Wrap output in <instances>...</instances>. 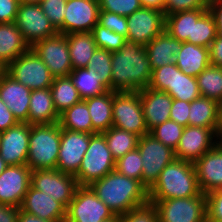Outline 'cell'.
<instances>
[{
	"mask_svg": "<svg viewBox=\"0 0 222 222\" xmlns=\"http://www.w3.org/2000/svg\"><path fill=\"white\" fill-rule=\"evenodd\" d=\"M111 70L114 92L147 88L153 71L145 46L127 39L118 51L112 52Z\"/></svg>",
	"mask_w": 222,
	"mask_h": 222,
	"instance_id": "1",
	"label": "cell"
},
{
	"mask_svg": "<svg viewBox=\"0 0 222 222\" xmlns=\"http://www.w3.org/2000/svg\"><path fill=\"white\" fill-rule=\"evenodd\" d=\"M89 187L118 216L149 203V192L142 182L126 177L116 170Z\"/></svg>",
	"mask_w": 222,
	"mask_h": 222,
	"instance_id": "2",
	"label": "cell"
},
{
	"mask_svg": "<svg viewBox=\"0 0 222 222\" xmlns=\"http://www.w3.org/2000/svg\"><path fill=\"white\" fill-rule=\"evenodd\" d=\"M148 192L149 200L197 196L201 191L194 163L175 158L162 170Z\"/></svg>",
	"mask_w": 222,
	"mask_h": 222,
	"instance_id": "3",
	"label": "cell"
},
{
	"mask_svg": "<svg viewBox=\"0 0 222 222\" xmlns=\"http://www.w3.org/2000/svg\"><path fill=\"white\" fill-rule=\"evenodd\" d=\"M61 126L30 125L29 151L26 164L33 170L56 169L60 149Z\"/></svg>",
	"mask_w": 222,
	"mask_h": 222,
	"instance_id": "4",
	"label": "cell"
},
{
	"mask_svg": "<svg viewBox=\"0 0 222 222\" xmlns=\"http://www.w3.org/2000/svg\"><path fill=\"white\" fill-rule=\"evenodd\" d=\"M115 159L102 133L90 134L89 147L84 154L80 168L74 175L79 186H90L115 170Z\"/></svg>",
	"mask_w": 222,
	"mask_h": 222,
	"instance_id": "5",
	"label": "cell"
},
{
	"mask_svg": "<svg viewBox=\"0 0 222 222\" xmlns=\"http://www.w3.org/2000/svg\"><path fill=\"white\" fill-rule=\"evenodd\" d=\"M148 87L181 101L192 102L201 97L196 77L184 74L175 63L153 69Z\"/></svg>",
	"mask_w": 222,
	"mask_h": 222,
	"instance_id": "6",
	"label": "cell"
},
{
	"mask_svg": "<svg viewBox=\"0 0 222 222\" xmlns=\"http://www.w3.org/2000/svg\"><path fill=\"white\" fill-rule=\"evenodd\" d=\"M157 208L159 222H207L206 194L189 198L149 200Z\"/></svg>",
	"mask_w": 222,
	"mask_h": 222,
	"instance_id": "7",
	"label": "cell"
},
{
	"mask_svg": "<svg viewBox=\"0 0 222 222\" xmlns=\"http://www.w3.org/2000/svg\"><path fill=\"white\" fill-rule=\"evenodd\" d=\"M113 127L135 133H149L140 101V91H113Z\"/></svg>",
	"mask_w": 222,
	"mask_h": 222,
	"instance_id": "8",
	"label": "cell"
},
{
	"mask_svg": "<svg viewBox=\"0 0 222 222\" xmlns=\"http://www.w3.org/2000/svg\"><path fill=\"white\" fill-rule=\"evenodd\" d=\"M137 149L142 158V184L149 190L162 170L176 157L171 148L162 144L150 133L139 137Z\"/></svg>",
	"mask_w": 222,
	"mask_h": 222,
	"instance_id": "9",
	"label": "cell"
},
{
	"mask_svg": "<svg viewBox=\"0 0 222 222\" xmlns=\"http://www.w3.org/2000/svg\"><path fill=\"white\" fill-rule=\"evenodd\" d=\"M6 73L31 91L50 88L54 79L32 48L13 60L7 66Z\"/></svg>",
	"mask_w": 222,
	"mask_h": 222,
	"instance_id": "10",
	"label": "cell"
},
{
	"mask_svg": "<svg viewBox=\"0 0 222 222\" xmlns=\"http://www.w3.org/2000/svg\"><path fill=\"white\" fill-rule=\"evenodd\" d=\"M15 24L30 47L58 34V30L43 13L39 2L20 1Z\"/></svg>",
	"mask_w": 222,
	"mask_h": 222,
	"instance_id": "11",
	"label": "cell"
},
{
	"mask_svg": "<svg viewBox=\"0 0 222 222\" xmlns=\"http://www.w3.org/2000/svg\"><path fill=\"white\" fill-rule=\"evenodd\" d=\"M114 216L89 186H79L66 209L65 222H103Z\"/></svg>",
	"mask_w": 222,
	"mask_h": 222,
	"instance_id": "12",
	"label": "cell"
},
{
	"mask_svg": "<svg viewBox=\"0 0 222 222\" xmlns=\"http://www.w3.org/2000/svg\"><path fill=\"white\" fill-rule=\"evenodd\" d=\"M30 185L60 202L66 209L79 187L74 175L57 169L33 170Z\"/></svg>",
	"mask_w": 222,
	"mask_h": 222,
	"instance_id": "13",
	"label": "cell"
},
{
	"mask_svg": "<svg viewBox=\"0 0 222 222\" xmlns=\"http://www.w3.org/2000/svg\"><path fill=\"white\" fill-rule=\"evenodd\" d=\"M48 67L51 75L56 77L69 76L73 70L65 34L40 40L31 47Z\"/></svg>",
	"mask_w": 222,
	"mask_h": 222,
	"instance_id": "14",
	"label": "cell"
},
{
	"mask_svg": "<svg viewBox=\"0 0 222 222\" xmlns=\"http://www.w3.org/2000/svg\"><path fill=\"white\" fill-rule=\"evenodd\" d=\"M127 40L146 46L165 30L163 11L141 7L127 16Z\"/></svg>",
	"mask_w": 222,
	"mask_h": 222,
	"instance_id": "15",
	"label": "cell"
},
{
	"mask_svg": "<svg viewBox=\"0 0 222 222\" xmlns=\"http://www.w3.org/2000/svg\"><path fill=\"white\" fill-rule=\"evenodd\" d=\"M90 134L61 128L60 149L56 169L75 175L89 147Z\"/></svg>",
	"mask_w": 222,
	"mask_h": 222,
	"instance_id": "16",
	"label": "cell"
},
{
	"mask_svg": "<svg viewBox=\"0 0 222 222\" xmlns=\"http://www.w3.org/2000/svg\"><path fill=\"white\" fill-rule=\"evenodd\" d=\"M100 6L93 0H67L60 34L91 32L98 23Z\"/></svg>",
	"mask_w": 222,
	"mask_h": 222,
	"instance_id": "17",
	"label": "cell"
},
{
	"mask_svg": "<svg viewBox=\"0 0 222 222\" xmlns=\"http://www.w3.org/2000/svg\"><path fill=\"white\" fill-rule=\"evenodd\" d=\"M216 145V133L211 128L186 126L176 147L175 157L195 163Z\"/></svg>",
	"mask_w": 222,
	"mask_h": 222,
	"instance_id": "18",
	"label": "cell"
},
{
	"mask_svg": "<svg viewBox=\"0 0 222 222\" xmlns=\"http://www.w3.org/2000/svg\"><path fill=\"white\" fill-rule=\"evenodd\" d=\"M30 167L8 165L0 174V204L20 207L31 183Z\"/></svg>",
	"mask_w": 222,
	"mask_h": 222,
	"instance_id": "19",
	"label": "cell"
},
{
	"mask_svg": "<svg viewBox=\"0 0 222 222\" xmlns=\"http://www.w3.org/2000/svg\"><path fill=\"white\" fill-rule=\"evenodd\" d=\"M30 124L18 122L1 132L0 156L7 165H26L29 151Z\"/></svg>",
	"mask_w": 222,
	"mask_h": 222,
	"instance_id": "20",
	"label": "cell"
},
{
	"mask_svg": "<svg viewBox=\"0 0 222 222\" xmlns=\"http://www.w3.org/2000/svg\"><path fill=\"white\" fill-rule=\"evenodd\" d=\"M20 210L51 222H65L66 220V208L31 185L24 195Z\"/></svg>",
	"mask_w": 222,
	"mask_h": 222,
	"instance_id": "21",
	"label": "cell"
},
{
	"mask_svg": "<svg viewBox=\"0 0 222 222\" xmlns=\"http://www.w3.org/2000/svg\"><path fill=\"white\" fill-rule=\"evenodd\" d=\"M140 101L149 132L155 126L170 120L173 98L165 91L144 88L140 90Z\"/></svg>",
	"mask_w": 222,
	"mask_h": 222,
	"instance_id": "22",
	"label": "cell"
},
{
	"mask_svg": "<svg viewBox=\"0 0 222 222\" xmlns=\"http://www.w3.org/2000/svg\"><path fill=\"white\" fill-rule=\"evenodd\" d=\"M200 191L207 194L222 188V150L214 146L194 163Z\"/></svg>",
	"mask_w": 222,
	"mask_h": 222,
	"instance_id": "23",
	"label": "cell"
},
{
	"mask_svg": "<svg viewBox=\"0 0 222 222\" xmlns=\"http://www.w3.org/2000/svg\"><path fill=\"white\" fill-rule=\"evenodd\" d=\"M31 90L7 73L0 81V98L18 122L28 123Z\"/></svg>",
	"mask_w": 222,
	"mask_h": 222,
	"instance_id": "24",
	"label": "cell"
},
{
	"mask_svg": "<svg viewBox=\"0 0 222 222\" xmlns=\"http://www.w3.org/2000/svg\"><path fill=\"white\" fill-rule=\"evenodd\" d=\"M181 46L182 42L172 37L166 30L151 40L145 48L152 70L174 63Z\"/></svg>",
	"mask_w": 222,
	"mask_h": 222,
	"instance_id": "25",
	"label": "cell"
},
{
	"mask_svg": "<svg viewBox=\"0 0 222 222\" xmlns=\"http://www.w3.org/2000/svg\"><path fill=\"white\" fill-rule=\"evenodd\" d=\"M174 63L184 74L197 77L211 65L209 48L182 42Z\"/></svg>",
	"mask_w": 222,
	"mask_h": 222,
	"instance_id": "26",
	"label": "cell"
},
{
	"mask_svg": "<svg viewBox=\"0 0 222 222\" xmlns=\"http://www.w3.org/2000/svg\"><path fill=\"white\" fill-rule=\"evenodd\" d=\"M50 88L32 90L30 94L28 124H54L59 122Z\"/></svg>",
	"mask_w": 222,
	"mask_h": 222,
	"instance_id": "27",
	"label": "cell"
},
{
	"mask_svg": "<svg viewBox=\"0 0 222 222\" xmlns=\"http://www.w3.org/2000/svg\"><path fill=\"white\" fill-rule=\"evenodd\" d=\"M31 47L15 22L0 23V61L8 66Z\"/></svg>",
	"mask_w": 222,
	"mask_h": 222,
	"instance_id": "28",
	"label": "cell"
},
{
	"mask_svg": "<svg viewBox=\"0 0 222 222\" xmlns=\"http://www.w3.org/2000/svg\"><path fill=\"white\" fill-rule=\"evenodd\" d=\"M93 125V134L102 133L113 126V91L84 99Z\"/></svg>",
	"mask_w": 222,
	"mask_h": 222,
	"instance_id": "29",
	"label": "cell"
},
{
	"mask_svg": "<svg viewBox=\"0 0 222 222\" xmlns=\"http://www.w3.org/2000/svg\"><path fill=\"white\" fill-rule=\"evenodd\" d=\"M188 125L211 128L215 133L219 127V103L199 97L190 102Z\"/></svg>",
	"mask_w": 222,
	"mask_h": 222,
	"instance_id": "30",
	"label": "cell"
},
{
	"mask_svg": "<svg viewBox=\"0 0 222 222\" xmlns=\"http://www.w3.org/2000/svg\"><path fill=\"white\" fill-rule=\"evenodd\" d=\"M73 69L87 68L88 62L97 49L91 32L66 35Z\"/></svg>",
	"mask_w": 222,
	"mask_h": 222,
	"instance_id": "31",
	"label": "cell"
},
{
	"mask_svg": "<svg viewBox=\"0 0 222 222\" xmlns=\"http://www.w3.org/2000/svg\"><path fill=\"white\" fill-rule=\"evenodd\" d=\"M216 35V22L209 9L193 10L192 38L186 42L209 48Z\"/></svg>",
	"mask_w": 222,
	"mask_h": 222,
	"instance_id": "32",
	"label": "cell"
},
{
	"mask_svg": "<svg viewBox=\"0 0 222 222\" xmlns=\"http://www.w3.org/2000/svg\"><path fill=\"white\" fill-rule=\"evenodd\" d=\"M50 90L59 115L82 100L70 76L54 78Z\"/></svg>",
	"mask_w": 222,
	"mask_h": 222,
	"instance_id": "33",
	"label": "cell"
},
{
	"mask_svg": "<svg viewBox=\"0 0 222 222\" xmlns=\"http://www.w3.org/2000/svg\"><path fill=\"white\" fill-rule=\"evenodd\" d=\"M59 124L62 129L93 134L91 117L83 99L60 114Z\"/></svg>",
	"mask_w": 222,
	"mask_h": 222,
	"instance_id": "34",
	"label": "cell"
},
{
	"mask_svg": "<svg viewBox=\"0 0 222 222\" xmlns=\"http://www.w3.org/2000/svg\"><path fill=\"white\" fill-rule=\"evenodd\" d=\"M69 76L83 100L89 97L101 95L109 90L101 82L99 75L93 69H73Z\"/></svg>",
	"mask_w": 222,
	"mask_h": 222,
	"instance_id": "35",
	"label": "cell"
},
{
	"mask_svg": "<svg viewBox=\"0 0 222 222\" xmlns=\"http://www.w3.org/2000/svg\"><path fill=\"white\" fill-rule=\"evenodd\" d=\"M102 134L105 136L108 148L115 160L137 148L139 136L135 133L112 126Z\"/></svg>",
	"mask_w": 222,
	"mask_h": 222,
	"instance_id": "36",
	"label": "cell"
},
{
	"mask_svg": "<svg viewBox=\"0 0 222 222\" xmlns=\"http://www.w3.org/2000/svg\"><path fill=\"white\" fill-rule=\"evenodd\" d=\"M197 84L202 97L222 101V68L210 65L197 77Z\"/></svg>",
	"mask_w": 222,
	"mask_h": 222,
	"instance_id": "37",
	"label": "cell"
},
{
	"mask_svg": "<svg viewBox=\"0 0 222 222\" xmlns=\"http://www.w3.org/2000/svg\"><path fill=\"white\" fill-rule=\"evenodd\" d=\"M165 30L180 42H186L188 38H192L193 10L165 16Z\"/></svg>",
	"mask_w": 222,
	"mask_h": 222,
	"instance_id": "38",
	"label": "cell"
},
{
	"mask_svg": "<svg viewBox=\"0 0 222 222\" xmlns=\"http://www.w3.org/2000/svg\"><path fill=\"white\" fill-rule=\"evenodd\" d=\"M111 60L112 52L97 48L88 62V67L93 69L100 77L101 82L111 90Z\"/></svg>",
	"mask_w": 222,
	"mask_h": 222,
	"instance_id": "39",
	"label": "cell"
},
{
	"mask_svg": "<svg viewBox=\"0 0 222 222\" xmlns=\"http://www.w3.org/2000/svg\"><path fill=\"white\" fill-rule=\"evenodd\" d=\"M142 163L140 152L136 148L115 161V170L126 177L142 182Z\"/></svg>",
	"mask_w": 222,
	"mask_h": 222,
	"instance_id": "40",
	"label": "cell"
},
{
	"mask_svg": "<svg viewBox=\"0 0 222 222\" xmlns=\"http://www.w3.org/2000/svg\"><path fill=\"white\" fill-rule=\"evenodd\" d=\"M184 127L173 120L155 126L149 133L158 139L162 144L176 150Z\"/></svg>",
	"mask_w": 222,
	"mask_h": 222,
	"instance_id": "41",
	"label": "cell"
},
{
	"mask_svg": "<svg viewBox=\"0 0 222 222\" xmlns=\"http://www.w3.org/2000/svg\"><path fill=\"white\" fill-rule=\"evenodd\" d=\"M97 48L105 49L110 52L118 51L123 45L126 38L107 29L98 23L91 31Z\"/></svg>",
	"mask_w": 222,
	"mask_h": 222,
	"instance_id": "42",
	"label": "cell"
},
{
	"mask_svg": "<svg viewBox=\"0 0 222 222\" xmlns=\"http://www.w3.org/2000/svg\"><path fill=\"white\" fill-rule=\"evenodd\" d=\"M118 222H159L157 208L147 203L131 211L119 215Z\"/></svg>",
	"mask_w": 222,
	"mask_h": 222,
	"instance_id": "43",
	"label": "cell"
},
{
	"mask_svg": "<svg viewBox=\"0 0 222 222\" xmlns=\"http://www.w3.org/2000/svg\"><path fill=\"white\" fill-rule=\"evenodd\" d=\"M99 6L100 10L126 17L142 7L139 0H100Z\"/></svg>",
	"mask_w": 222,
	"mask_h": 222,
	"instance_id": "44",
	"label": "cell"
},
{
	"mask_svg": "<svg viewBox=\"0 0 222 222\" xmlns=\"http://www.w3.org/2000/svg\"><path fill=\"white\" fill-rule=\"evenodd\" d=\"M67 0H40L43 13L49 21L58 29L63 24L66 13Z\"/></svg>",
	"mask_w": 222,
	"mask_h": 222,
	"instance_id": "45",
	"label": "cell"
},
{
	"mask_svg": "<svg viewBox=\"0 0 222 222\" xmlns=\"http://www.w3.org/2000/svg\"><path fill=\"white\" fill-rule=\"evenodd\" d=\"M98 24L110 29L111 31L127 37V17L116 13H110L104 10L99 11Z\"/></svg>",
	"mask_w": 222,
	"mask_h": 222,
	"instance_id": "46",
	"label": "cell"
},
{
	"mask_svg": "<svg viewBox=\"0 0 222 222\" xmlns=\"http://www.w3.org/2000/svg\"><path fill=\"white\" fill-rule=\"evenodd\" d=\"M209 3V0H165L163 13L167 16L181 11L208 9Z\"/></svg>",
	"mask_w": 222,
	"mask_h": 222,
	"instance_id": "47",
	"label": "cell"
},
{
	"mask_svg": "<svg viewBox=\"0 0 222 222\" xmlns=\"http://www.w3.org/2000/svg\"><path fill=\"white\" fill-rule=\"evenodd\" d=\"M207 222H222V190L206 194Z\"/></svg>",
	"mask_w": 222,
	"mask_h": 222,
	"instance_id": "48",
	"label": "cell"
},
{
	"mask_svg": "<svg viewBox=\"0 0 222 222\" xmlns=\"http://www.w3.org/2000/svg\"><path fill=\"white\" fill-rule=\"evenodd\" d=\"M190 102L173 99L170 109V120L177 122L183 127L188 126Z\"/></svg>",
	"mask_w": 222,
	"mask_h": 222,
	"instance_id": "49",
	"label": "cell"
},
{
	"mask_svg": "<svg viewBox=\"0 0 222 222\" xmlns=\"http://www.w3.org/2000/svg\"><path fill=\"white\" fill-rule=\"evenodd\" d=\"M20 0H0V23L15 22Z\"/></svg>",
	"mask_w": 222,
	"mask_h": 222,
	"instance_id": "50",
	"label": "cell"
},
{
	"mask_svg": "<svg viewBox=\"0 0 222 222\" xmlns=\"http://www.w3.org/2000/svg\"><path fill=\"white\" fill-rule=\"evenodd\" d=\"M18 123L13 113L0 98V132L11 128Z\"/></svg>",
	"mask_w": 222,
	"mask_h": 222,
	"instance_id": "51",
	"label": "cell"
},
{
	"mask_svg": "<svg viewBox=\"0 0 222 222\" xmlns=\"http://www.w3.org/2000/svg\"><path fill=\"white\" fill-rule=\"evenodd\" d=\"M209 55L211 65L222 68V37L216 35L209 46Z\"/></svg>",
	"mask_w": 222,
	"mask_h": 222,
	"instance_id": "52",
	"label": "cell"
},
{
	"mask_svg": "<svg viewBox=\"0 0 222 222\" xmlns=\"http://www.w3.org/2000/svg\"><path fill=\"white\" fill-rule=\"evenodd\" d=\"M208 9L214 16L217 35L222 37V0H210Z\"/></svg>",
	"mask_w": 222,
	"mask_h": 222,
	"instance_id": "53",
	"label": "cell"
},
{
	"mask_svg": "<svg viewBox=\"0 0 222 222\" xmlns=\"http://www.w3.org/2000/svg\"><path fill=\"white\" fill-rule=\"evenodd\" d=\"M20 207L0 204V222H17Z\"/></svg>",
	"mask_w": 222,
	"mask_h": 222,
	"instance_id": "54",
	"label": "cell"
},
{
	"mask_svg": "<svg viewBox=\"0 0 222 222\" xmlns=\"http://www.w3.org/2000/svg\"><path fill=\"white\" fill-rule=\"evenodd\" d=\"M17 222H51V221L41 219L38 216H34L20 210Z\"/></svg>",
	"mask_w": 222,
	"mask_h": 222,
	"instance_id": "55",
	"label": "cell"
},
{
	"mask_svg": "<svg viewBox=\"0 0 222 222\" xmlns=\"http://www.w3.org/2000/svg\"><path fill=\"white\" fill-rule=\"evenodd\" d=\"M142 7L153 8L160 11L164 9L165 0H139Z\"/></svg>",
	"mask_w": 222,
	"mask_h": 222,
	"instance_id": "56",
	"label": "cell"
},
{
	"mask_svg": "<svg viewBox=\"0 0 222 222\" xmlns=\"http://www.w3.org/2000/svg\"><path fill=\"white\" fill-rule=\"evenodd\" d=\"M216 146L222 150V128H219L216 132Z\"/></svg>",
	"mask_w": 222,
	"mask_h": 222,
	"instance_id": "57",
	"label": "cell"
},
{
	"mask_svg": "<svg viewBox=\"0 0 222 222\" xmlns=\"http://www.w3.org/2000/svg\"><path fill=\"white\" fill-rule=\"evenodd\" d=\"M7 72V66L0 61V81Z\"/></svg>",
	"mask_w": 222,
	"mask_h": 222,
	"instance_id": "58",
	"label": "cell"
},
{
	"mask_svg": "<svg viewBox=\"0 0 222 222\" xmlns=\"http://www.w3.org/2000/svg\"><path fill=\"white\" fill-rule=\"evenodd\" d=\"M219 127L222 128V101L219 103Z\"/></svg>",
	"mask_w": 222,
	"mask_h": 222,
	"instance_id": "59",
	"label": "cell"
},
{
	"mask_svg": "<svg viewBox=\"0 0 222 222\" xmlns=\"http://www.w3.org/2000/svg\"><path fill=\"white\" fill-rule=\"evenodd\" d=\"M8 165L0 156V174L6 169Z\"/></svg>",
	"mask_w": 222,
	"mask_h": 222,
	"instance_id": "60",
	"label": "cell"
},
{
	"mask_svg": "<svg viewBox=\"0 0 222 222\" xmlns=\"http://www.w3.org/2000/svg\"><path fill=\"white\" fill-rule=\"evenodd\" d=\"M103 222H118V215H115L112 219H108Z\"/></svg>",
	"mask_w": 222,
	"mask_h": 222,
	"instance_id": "61",
	"label": "cell"
},
{
	"mask_svg": "<svg viewBox=\"0 0 222 222\" xmlns=\"http://www.w3.org/2000/svg\"><path fill=\"white\" fill-rule=\"evenodd\" d=\"M20 1H23V2H39L40 0H20Z\"/></svg>",
	"mask_w": 222,
	"mask_h": 222,
	"instance_id": "62",
	"label": "cell"
}]
</instances>
